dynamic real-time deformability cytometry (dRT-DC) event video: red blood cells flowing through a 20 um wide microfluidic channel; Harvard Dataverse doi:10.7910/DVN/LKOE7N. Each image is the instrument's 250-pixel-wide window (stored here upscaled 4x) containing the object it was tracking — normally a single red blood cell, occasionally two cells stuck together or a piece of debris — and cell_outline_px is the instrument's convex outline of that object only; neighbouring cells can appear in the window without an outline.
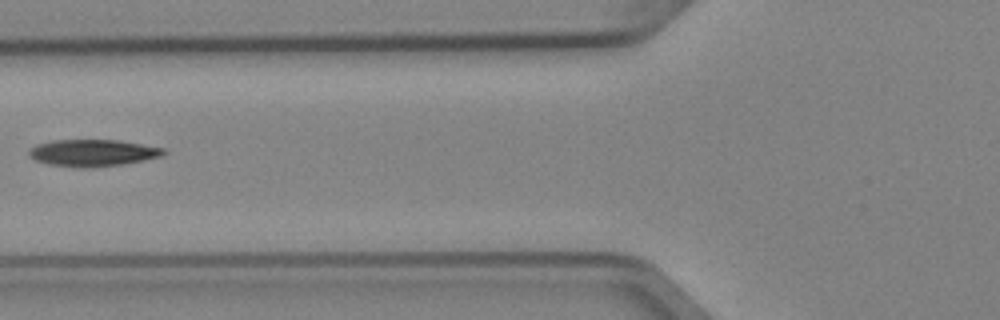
{"species": "Egyptian fruit bat (a non-hibernating species)", "species_latin": "Rousettus aegyptiacus", "temperature_condition": "cold", "stored_images_in_passage": 5, "camera_frame_rate_fps": 3000, "um_per_image_px": 0.085, "animal": {"sex": "female"}, "frame": {"image": 1, "passage_image": 4, "time_ms": 1.0, "image_size_px": [1000, 320], "cell_outline_px": [[168, 152], [160, 156], [144, 160], [120, 164], [88, 168], [80, 168], [48, 164], [36, 160], [28, 156], [28, 148], [36, 144], [52, 140], [120, 140], [164, 148]], "centroid_in_image_um": [7.84, 12.99], "position_along_channel_um": 118.0, "area_um2": 21.15}}
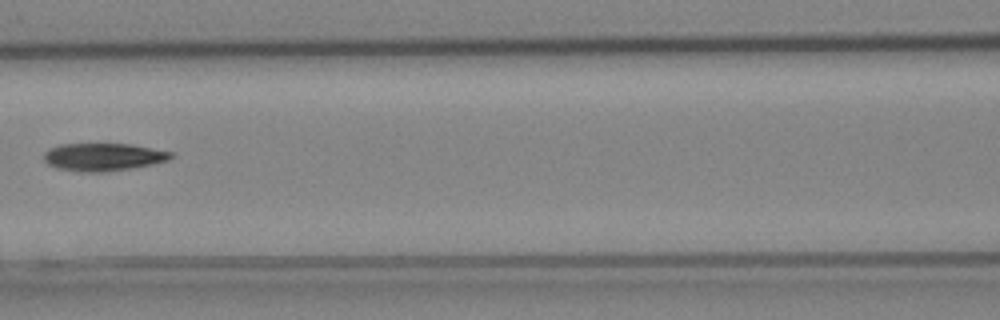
{"frame": {"image": 2, "passage_image": 5, "time_ms": 1.333, "image_size_px": [1000, 320], "cell_outline_px": [[172, 156], [168, 160], [152, 164], [132, 168], [104, 172], [80, 172], [56, 168], [48, 164], [44, 160], [44, 152], [48, 148], [60, 144], [128, 144], [172, 152]], "centroid_in_image_um": [8.72, 13.35], "position_along_channel_um": 157.9, "area_um2": 20.46}}